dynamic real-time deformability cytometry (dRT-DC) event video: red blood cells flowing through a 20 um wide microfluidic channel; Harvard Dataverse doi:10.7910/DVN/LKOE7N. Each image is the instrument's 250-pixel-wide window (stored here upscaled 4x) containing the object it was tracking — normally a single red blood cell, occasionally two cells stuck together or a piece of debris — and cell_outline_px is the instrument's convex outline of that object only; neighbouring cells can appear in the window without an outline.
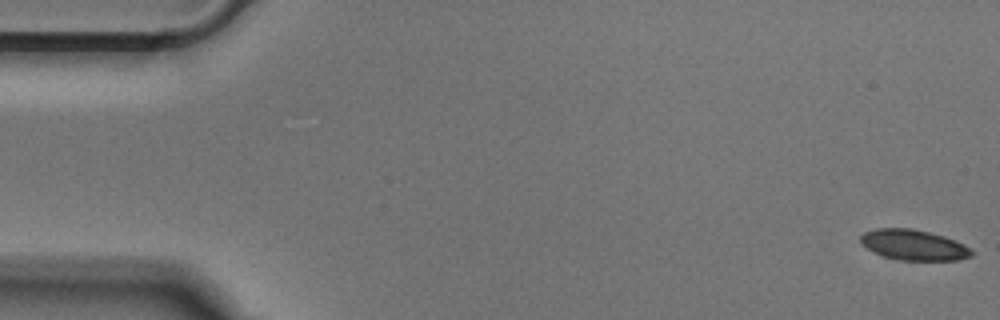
{"species": "Egyptian fruit bat (a non-hibernating species)", "species_latin": "Rousettus aegyptiacus", "temperature_condition": "cold", "stored_images_in_passage": 51, "camera_frame_rate_fps": 3000, "um_per_image_px": 0.085, "animal": {"sex": "male"}, "frame": {"image": 1, "passage_image": 1, "time_ms": 0.0, "image_size_px": [1000, 320], "cell_outline_px": [[972, 256], [956, 260], [900, 260], [884, 256], [872, 252], [860, 244], [860, 236], [864, 232], [876, 228], [912, 228], [944, 236], [964, 244], [972, 252]], "centroid_in_image_um": [77.6, 20.81], "position_along_channel_um": 7.4, "area_um2": 19.71}}
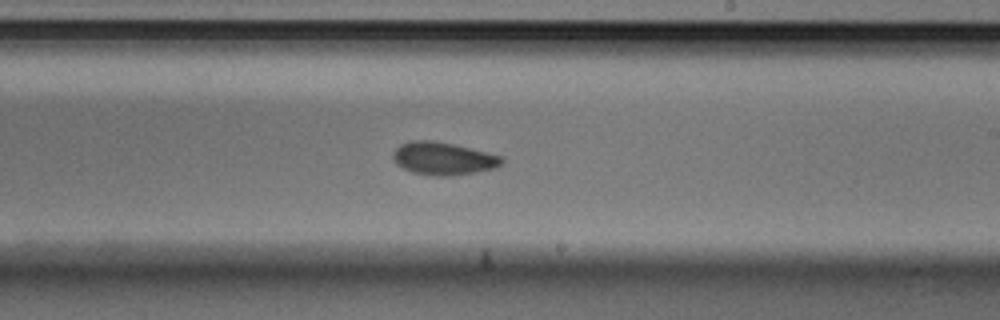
{"frame": {"image": 2, "passage_image": 30, "time_ms": 9.667, "image_size_px": [1000, 320], "cell_outline_px": [[504, 160], [496, 168], [476, 172], [452, 176], [436, 176], [412, 172], [396, 164], [392, 160], [392, 152], [400, 144], [412, 140], [432, 140], [456, 144], [504, 156]], "centroid_in_image_um": [37.68, 13.46], "position_along_channel_um": 251.3, "area_um2": 21.1}}
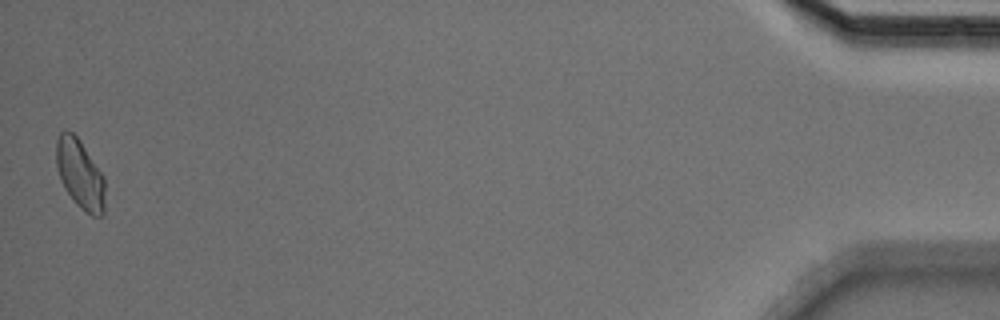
{"frame": {"image": 3, "passage_image": 51, "time_ms": 16.667, "image_size_px": [1000, 320], "cell_outline_px": [[104, 216], [92, 216], [80, 208], [76, 204], [64, 188], [60, 180], [56, 164], [56, 140], [60, 132], [64, 128], [72, 132], [80, 140], [104, 176]], "centroid_in_image_um": [6.79, 14.79], "position_along_channel_um": 428.4, "area_um2": 19.88}}